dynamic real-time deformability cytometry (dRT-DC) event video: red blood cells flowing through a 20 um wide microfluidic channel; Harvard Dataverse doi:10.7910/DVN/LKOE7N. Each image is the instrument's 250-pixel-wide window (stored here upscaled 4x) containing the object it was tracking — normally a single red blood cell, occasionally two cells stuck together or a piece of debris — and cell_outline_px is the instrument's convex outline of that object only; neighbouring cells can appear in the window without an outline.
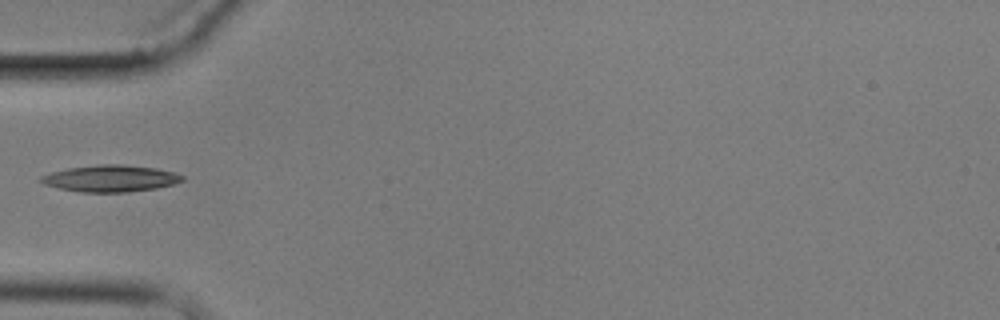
{"species": "common noctule bat (a hibernating species)", "species_latin": "Nyctalus noctula", "temperature_condition": "cold", "stored_images_in_passage": 3, "camera_frame_rate_fps": 3000, "um_per_image_px": 0.085, "animal": {"sex": "male", "body_mass_g": 17.9}, "frame": {"image": 1, "passage_image": 2, "time_ms": 1.333, "image_size_px": [1000, 320], "cell_outline_px": [[184, 180], [172, 184], [156, 188], [128, 192], [80, 192], [60, 188], [44, 184], [40, 180], [40, 176], [52, 172], [68, 168], [100, 164], [120, 164], [156, 168], [172, 172], [184, 176]], "centroid_in_image_um": [9.39, 15.16], "position_along_channel_um": 75.6, "area_um2": 21.79}}
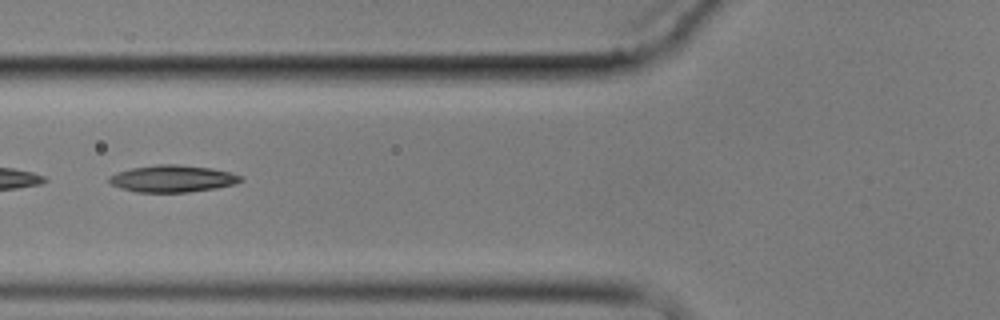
{"frame": {"image": 2, "passage_image": 3, "time_ms": 2.333, "image_size_px": [1000, 320], "cell_outline_px": [[244, 180], [236, 184], [216, 188], [188, 192], [136, 192], [120, 188], [112, 184], [108, 180], [108, 176], [116, 172], [132, 168], [156, 164], [176, 164], [212, 168], [244, 176]], "centroid_in_image_um": [14.68, 15.18], "position_along_channel_um": 111.1, "area_um2": 20.81}}